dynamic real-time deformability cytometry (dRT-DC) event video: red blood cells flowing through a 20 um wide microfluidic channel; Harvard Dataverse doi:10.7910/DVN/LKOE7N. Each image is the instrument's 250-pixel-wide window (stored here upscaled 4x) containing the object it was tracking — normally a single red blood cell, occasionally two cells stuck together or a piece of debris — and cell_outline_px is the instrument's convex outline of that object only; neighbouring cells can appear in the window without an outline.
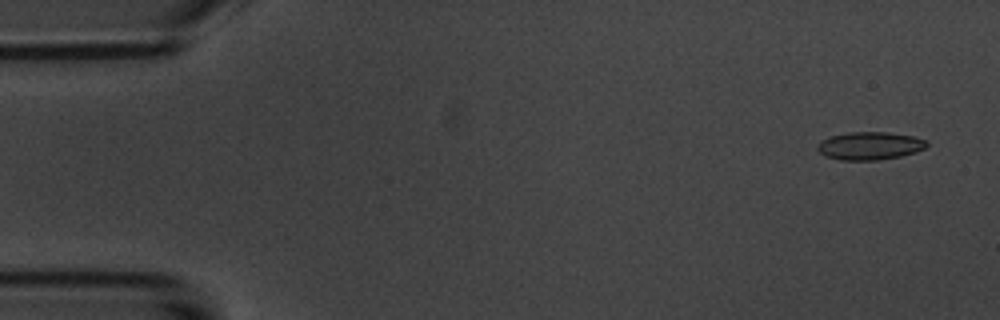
{"species": "common noctule bat (a hibernating species)", "species_latin": "Nyctalus noctula", "temperature_condition": "room temperature", "stored_images_in_passage": 4, "camera_frame_rate_fps": 3000, "um_per_image_px": 0.085, "animal": {"sex": "male", "body_mass_g": 20.1, "forearm_length_mm": 53.5}, "frame": {"image": 1, "passage_image": 1, "time_ms": 0.0, "image_size_px": [1000, 320], "cell_outline_px": [[928, 144], [924, 148], [900, 156], [876, 160], [840, 160], [824, 156], [816, 148], [820, 140], [832, 136], [848, 132], [888, 132], [912, 136], [928, 140]], "centroid_in_image_um": [73.9, 12.39], "position_along_channel_um": 11.1, "area_um2": 17.69}}
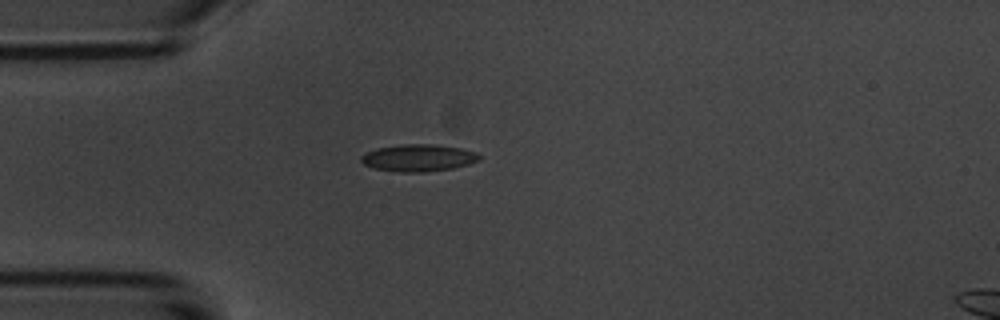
{"frame": {"image": 2, "passage_image": 4, "time_ms": 4.0, "image_size_px": [1000, 320], "cell_outline_px": [[480, 160], [468, 164], [452, 168], [424, 172], [396, 172], [372, 168], [364, 164], [360, 160], [360, 156], [376, 148], [408, 144], [432, 144], [460, 148], [476, 152], [480, 156]], "centroid_in_image_um": [35.54, 13.42], "position_along_channel_um": 49.5, "area_um2": 18.55}}